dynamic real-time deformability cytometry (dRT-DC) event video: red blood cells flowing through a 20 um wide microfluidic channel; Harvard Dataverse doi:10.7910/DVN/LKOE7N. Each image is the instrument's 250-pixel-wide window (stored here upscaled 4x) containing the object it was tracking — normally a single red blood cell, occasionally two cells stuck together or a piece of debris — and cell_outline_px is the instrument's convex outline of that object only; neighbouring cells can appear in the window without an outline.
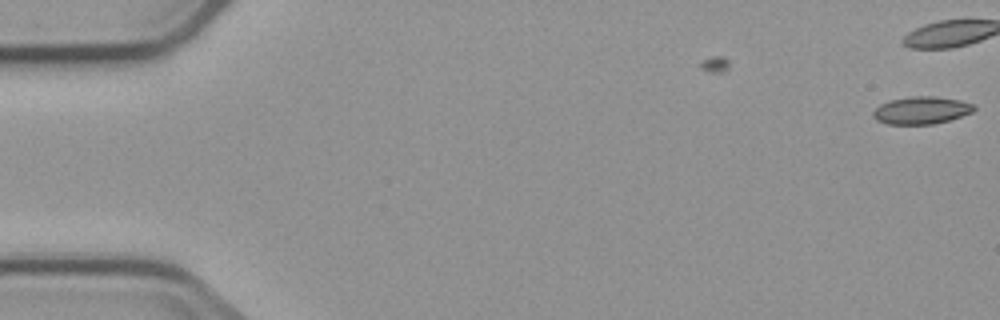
{"species": "common noctule bat (a hibernating species)", "species_latin": "Nyctalus noctula", "temperature_condition": "cold", "stored_images_in_passage": 2, "camera_frame_rate_fps": 3000, "um_per_image_px": 0.085, "animal": {"sex": "male", "body_mass_g": 23.1, "forearm_length_mm": 52.7}, "frame": {"image": 1, "passage_image": 2, "time_ms": 1.333, "image_size_px": [1000, 320], "cell_outline_px": [[976, 108], [972, 112], [948, 120], [932, 124], [888, 124], [876, 120], [872, 116], [872, 112], [880, 104], [892, 100], [912, 96], [936, 96], [960, 100], [972, 104]], "centroid_in_image_um": [78.29, 9.37], "position_along_channel_um": 6.7, "area_um2": 16.01}}